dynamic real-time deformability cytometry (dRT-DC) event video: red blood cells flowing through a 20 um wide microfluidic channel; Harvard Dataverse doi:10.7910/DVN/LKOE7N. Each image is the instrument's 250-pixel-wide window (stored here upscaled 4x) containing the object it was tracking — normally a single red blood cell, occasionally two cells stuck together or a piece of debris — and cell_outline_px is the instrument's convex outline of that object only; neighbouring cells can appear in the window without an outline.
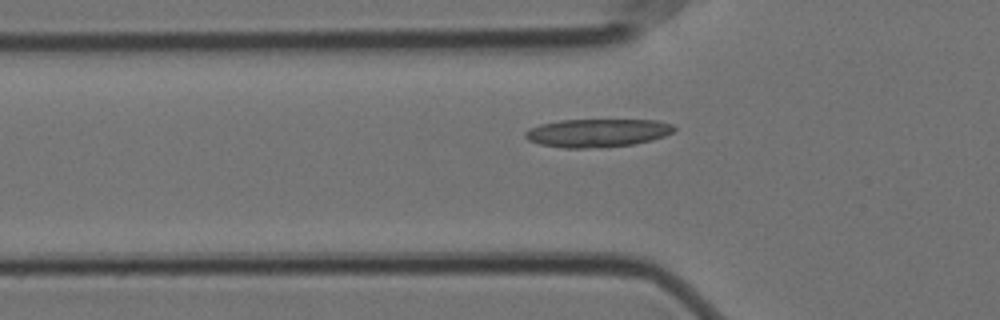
{"species": "Egyptian fruit bat (a non-hibernating species)", "species_latin": "Rousettus aegyptiacus", "temperature_condition": "cold", "stored_images_in_passage": 51, "camera_frame_rate_fps": 3000, "um_per_image_px": 0.085, "animal": {"sex": "female"}, "frame": {"image": 1, "passage_image": 19, "time_ms": 6.0, "image_size_px": [1000, 320], "cell_outline_px": [[676, 128], [672, 132], [664, 136], [652, 140], [632, 144], [600, 148], [564, 148], [540, 144], [528, 140], [524, 136], [524, 132], [528, 128], [540, 124], [560, 120], [656, 120], [672, 124]], "centroid_in_image_um": [50.74, 11.3], "position_along_channel_um": 75.1, "area_um2": 24.57}}
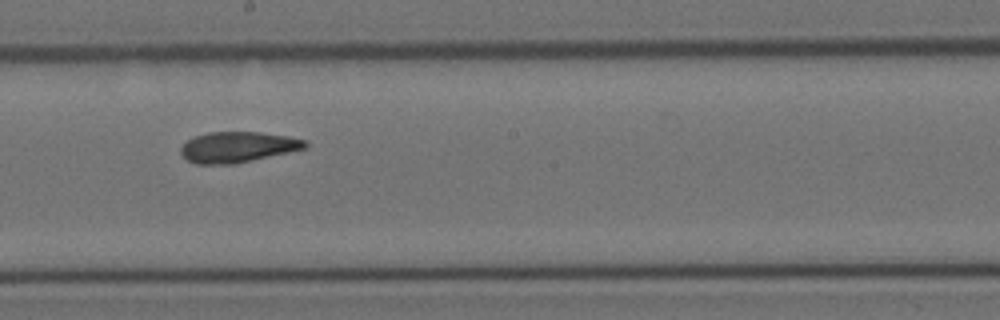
{"frame": {"image": 2, "passage_image": 32, "time_ms": 10.333, "image_size_px": [1000, 320], "cell_outline_px": [[308, 148], [232, 164], [196, 164], [188, 160], [180, 152], [180, 148], [188, 140], [196, 136], [208, 132], [260, 132], [288, 136], [308, 140]], "centroid_in_image_um": [20.24, 12.49], "position_along_channel_um": 228.0, "area_um2": 22.14}}
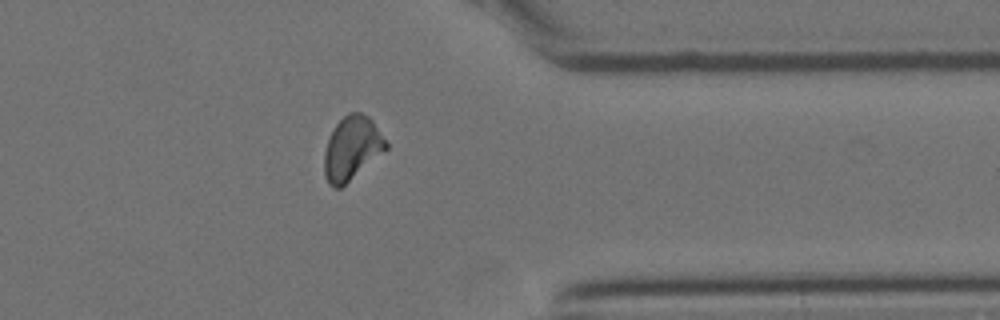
{"frame": {"image": 3, "passage_image": 46, "time_ms": 15.0, "image_size_px": [1000, 320], "cell_outline_px": [[388, 148], [340, 188], [332, 188], [328, 184], [324, 176], [324, 152], [328, 140], [336, 124], [348, 112], [360, 112], [368, 116], [372, 120], [388, 144]], "centroid_in_image_um": [29.89, 12.6], "position_along_channel_um": 381.5, "area_um2": 22.66}}